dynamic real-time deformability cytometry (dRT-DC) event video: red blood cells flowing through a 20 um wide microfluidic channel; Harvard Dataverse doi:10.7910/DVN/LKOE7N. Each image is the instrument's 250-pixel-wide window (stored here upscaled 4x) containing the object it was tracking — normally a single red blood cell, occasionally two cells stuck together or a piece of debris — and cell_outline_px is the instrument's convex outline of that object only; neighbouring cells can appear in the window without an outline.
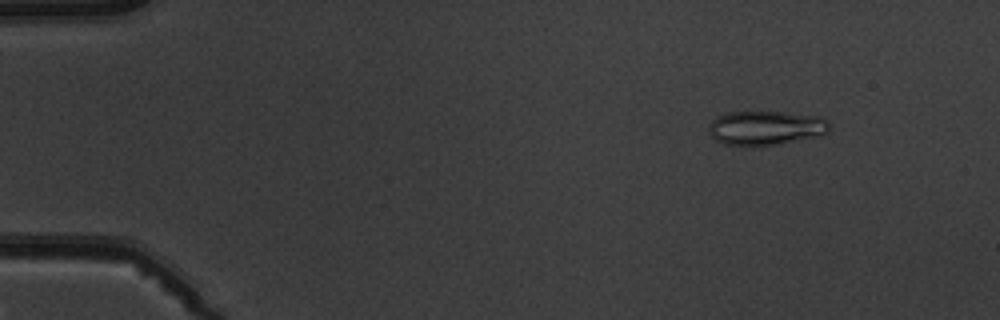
{"species": "common noctule bat (a hibernating species)", "species_latin": "Nyctalus noctula", "temperature_condition": "warm", "stored_images_in_passage": 5, "camera_frame_rate_fps": 3000, "um_per_image_px": 0.085, "animal": {"sex": "male", "body_mass_g": 19.5, "forearm_length_mm": 54.6}, "frame": {"image": 1, "passage_image": 2, "time_ms": 1.333, "image_size_px": [1000, 320], "cell_outline_px": [[828, 132], [820, 136], [776, 144], [748, 148], [724, 144], [716, 140], [712, 136], [712, 120], [716, 116], [728, 112], [784, 112], [820, 116], [828, 124]], "centroid_in_image_um": [65.09, 10.89], "position_along_channel_um": 19.9, "area_um2": 24.1}}